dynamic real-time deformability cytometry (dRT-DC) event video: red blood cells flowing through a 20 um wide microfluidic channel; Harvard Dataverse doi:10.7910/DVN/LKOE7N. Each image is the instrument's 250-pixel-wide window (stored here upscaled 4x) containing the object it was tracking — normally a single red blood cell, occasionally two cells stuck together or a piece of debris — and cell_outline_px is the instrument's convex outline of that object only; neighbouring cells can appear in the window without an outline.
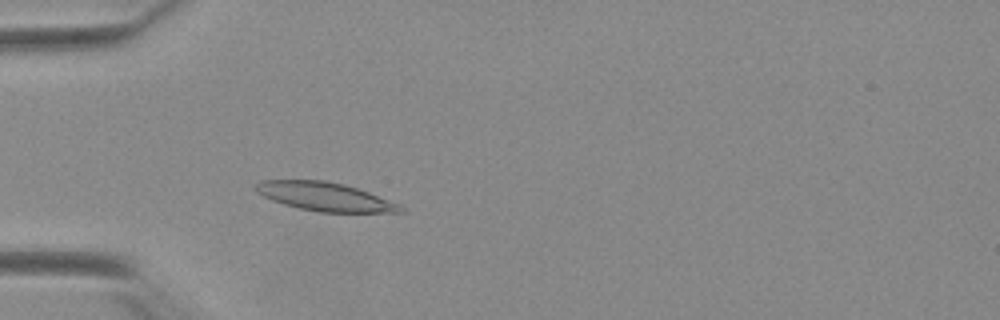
{"species": "Egyptian fruit bat (a non-hibernating species)", "species_latin": "Rousettus aegyptiacus", "temperature_condition": "warm", "stored_images_in_passage": 46, "camera_frame_rate_fps": 3000, "um_per_image_px": 0.085, "animal": {"sex": "female"}, "frame": {"image": 1, "passage_image": 9, "time_ms": 2.667, "image_size_px": [1000, 320], "cell_outline_px": [[404, 212], [320, 212], [300, 208], [284, 204], [272, 200], [256, 192], [256, 184], [260, 180], [324, 180], [344, 184], [368, 192], [400, 204], [404, 208]], "centroid_in_image_um": [27.62, 16.71], "position_along_channel_um": 57.4, "area_um2": 23.87}}
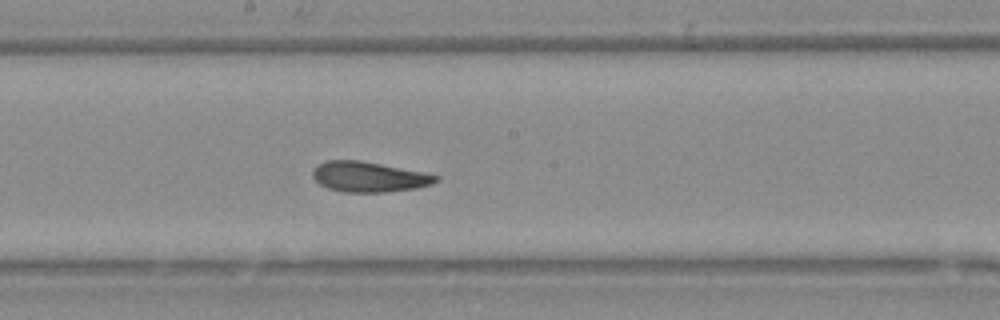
{"frame": {"image": 2, "passage_image": 22, "time_ms": 7.0, "image_size_px": [1000, 320], "cell_outline_px": [[440, 180], [432, 184], [416, 188], [384, 192], [340, 192], [328, 188], [320, 184], [312, 176], [312, 172], [320, 164], [328, 160], [360, 160], [440, 176]], "centroid_in_image_um": [31.35, 15.04], "position_along_channel_um": 216.8, "area_um2": 21.44}}
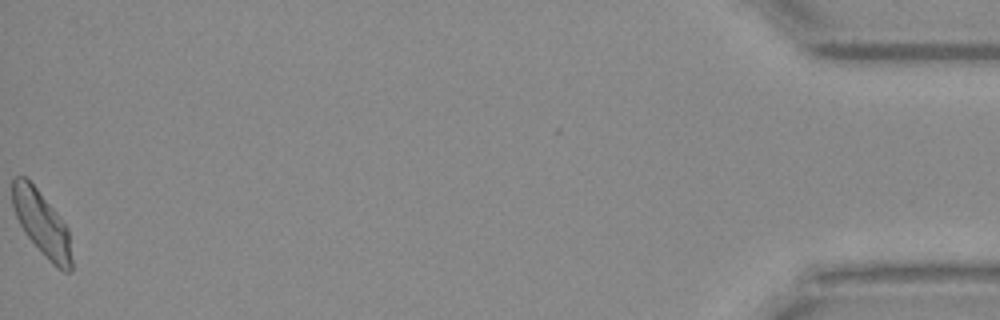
{"frame": {"image": 3, "passage_image": 46, "time_ms": 15.0, "image_size_px": [1000, 320], "cell_outline_px": [[72, 272], [64, 272], [52, 264], [48, 260], [24, 232], [16, 216], [12, 204], [12, 176], [24, 176], [36, 188], [68, 228], [72, 260]], "centroid_in_image_um": [3.54, 19.02], "position_along_channel_um": 431.7, "area_um2": 22.02}, "authors_computed_cell_mechanics": {"area_um2": 22.1374, "velocity_mm_per_s": 3.869, "shape_relaxation_time_tau1_ms": 4.8266, "shape_relaxation_time_tau2_ms": 2.3441, "deformation_change_tau1": 0.1468, "deformation_change_tau2": 0.0769}}